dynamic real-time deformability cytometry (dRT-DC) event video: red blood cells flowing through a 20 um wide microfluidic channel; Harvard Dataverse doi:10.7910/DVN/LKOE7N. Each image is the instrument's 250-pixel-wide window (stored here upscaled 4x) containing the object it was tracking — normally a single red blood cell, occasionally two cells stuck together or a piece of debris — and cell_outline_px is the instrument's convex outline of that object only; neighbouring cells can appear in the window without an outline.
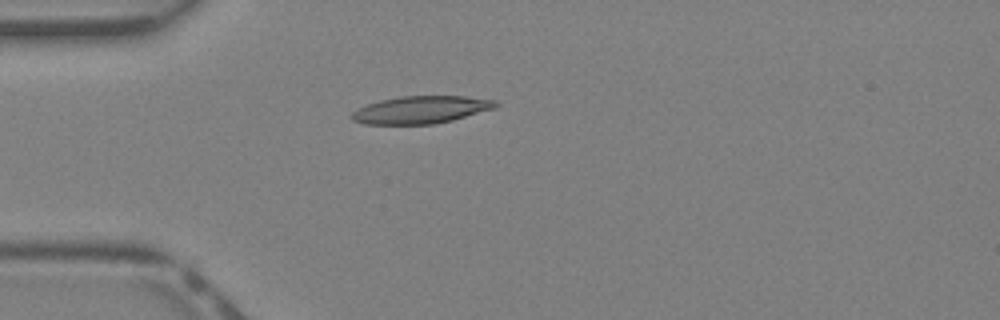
{"species": "Egyptian fruit bat (a non-hibernating species)", "species_latin": "Rousettus aegyptiacus", "temperature_condition": "warm", "stored_images_in_passage": 30, "camera_frame_rate_fps": 3000, "um_per_image_px": 0.085, "animal": {"sex": "female"}, "frame": {"image": 1, "passage_image": 1, "time_ms": 0.0, "image_size_px": [1000, 320], "cell_outline_px": [[500, 104], [496, 108], [452, 120], [432, 124], [364, 124], [352, 120], [352, 112], [368, 104], [380, 100], [400, 96], [464, 96], [496, 100]], "centroid_in_image_um": [35.82, 9.32], "position_along_channel_um": 49.2, "area_um2": 22.95}}
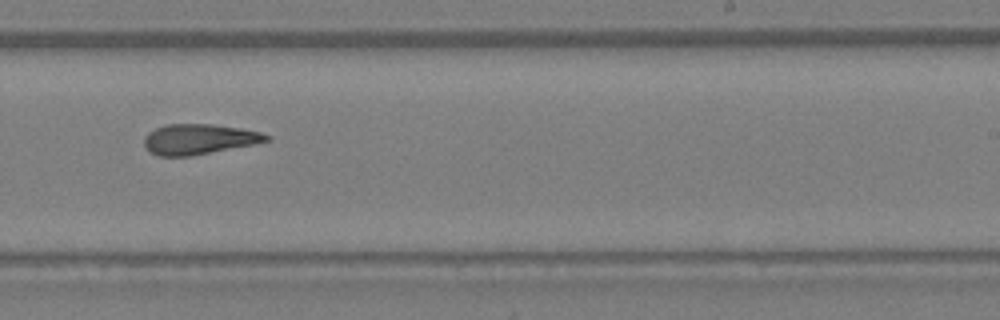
{"frame": {"image": 2, "passage_image": 15, "time_ms": 4.667, "image_size_px": [1000, 320], "cell_outline_px": [[272, 140], [192, 156], [156, 156], [148, 152], [144, 144], [144, 136], [148, 132], [156, 128], [168, 124], [212, 124], [240, 128], [260, 132], [272, 136]], "centroid_in_image_um": [16.88, 11.83], "position_along_channel_um": 272.1, "area_um2": 21.68}}
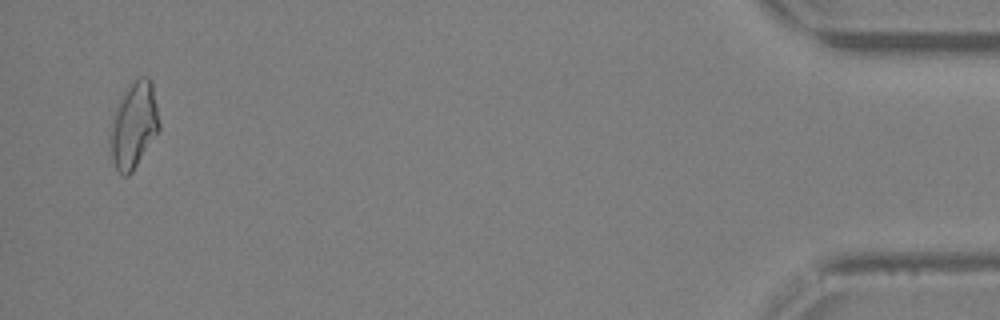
{"frame": {"image": 3, "passage_image": 29, "time_ms": 9.333, "image_size_px": [1000, 320], "cell_outline_px": [[160, 128], [132, 172], [128, 176], [120, 176], [108, 152], [108, 132], [116, 108], [128, 84], [140, 76], [148, 76], [152, 84], [160, 124]], "centroid_in_image_um": [11.32, 10.67], "position_along_channel_um": 423.9, "area_um2": 24.85}}